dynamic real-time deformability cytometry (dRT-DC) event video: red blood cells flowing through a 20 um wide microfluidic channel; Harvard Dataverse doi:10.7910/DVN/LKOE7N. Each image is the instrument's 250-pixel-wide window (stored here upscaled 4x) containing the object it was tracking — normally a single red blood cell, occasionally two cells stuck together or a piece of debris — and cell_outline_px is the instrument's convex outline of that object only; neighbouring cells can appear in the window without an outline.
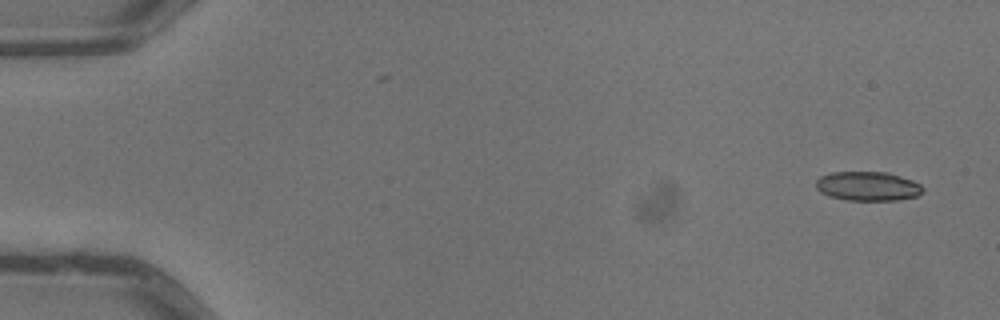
{"species": "common noctule bat (a hibernating species)", "species_latin": "Nyctalus noctula", "temperature_condition": "warm", "stored_images_in_passage": 4, "camera_frame_rate_fps": 3000, "um_per_image_px": 0.085, "animal": {"sex": "male", "body_mass_g": 13.3}, "frame": {"image": 1, "passage_image": 1, "time_ms": 0.0, "image_size_px": [1000, 320], "cell_outline_px": [[924, 192], [916, 196], [896, 200], [848, 200], [828, 196], [820, 192], [816, 188], [816, 180], [820, 176], [832, 172], [888, 172], [912, 180], [920, 184], [924, 188]], "centroid_in_image_um": [73.76, 15.82], "position_along_channel_um": 11.2, "area_um2": 18.26}}